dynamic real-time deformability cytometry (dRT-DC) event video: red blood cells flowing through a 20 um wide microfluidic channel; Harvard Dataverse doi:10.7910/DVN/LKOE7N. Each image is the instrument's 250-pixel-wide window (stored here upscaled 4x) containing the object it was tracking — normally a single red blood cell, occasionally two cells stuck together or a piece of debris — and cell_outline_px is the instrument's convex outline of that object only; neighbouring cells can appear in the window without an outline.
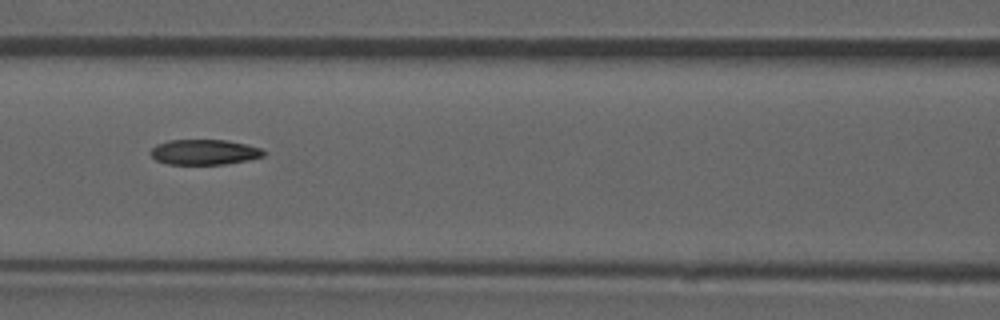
{"species": "common noctule bat (a hibernating species)", "species_latin": "Nyctalus noctula", "temperature_condition": "room temperature", "stored_images_in_passage": 52, "camera_frame_rate_fps": 3000, "um_per_image_px": 0.085, "animal": {"sex": "male", "forearm_length_mm": 52.5}, "frame": {"image": 1, "passage_image": 23, "time_ms": 7.333, "image_size_px": [1000, 320], "cell_outline_px": [[264, 156], [248, 160], [224, 164], [168, 164], [156, 160], [148, 152], [156, 144], [168, 140], [228, 140], [260, 148], [264, 152]], "centroid_in_image_um": [17.32, 12.92], "position_along_channel_um": 149.3, "area_um2": 16.59}, "authors_computed_cell_mechanics": {"area_um2": 17.4845, "velocity_mm_per_s": 3.9208, "shape_relaxation_time_tau1_ms": null, "shape_relaxation_time_tau2_ms": 3.1433, "deformation_change_tau1": null, "deformation_change_tau2": 0.098}}